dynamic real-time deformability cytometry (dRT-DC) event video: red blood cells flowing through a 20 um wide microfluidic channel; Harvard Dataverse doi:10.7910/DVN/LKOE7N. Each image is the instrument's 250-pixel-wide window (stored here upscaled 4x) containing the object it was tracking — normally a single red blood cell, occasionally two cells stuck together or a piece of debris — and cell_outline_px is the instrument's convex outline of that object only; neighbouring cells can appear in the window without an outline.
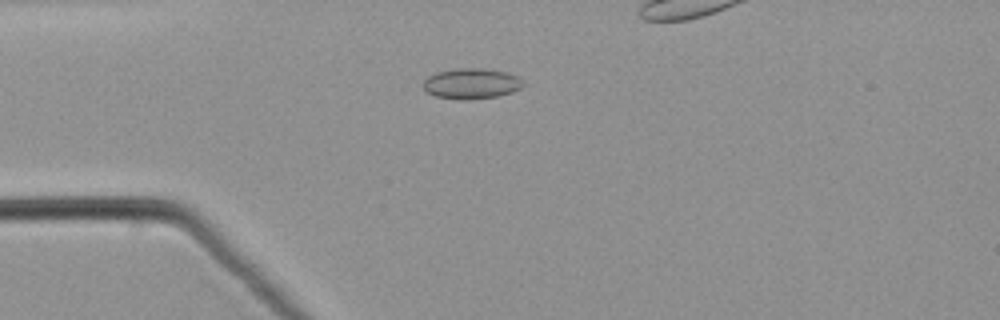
{"species": "common noctule bat (a hibernating species)", "species_latin": "Nyctalus noctula", "temperature_condition": "warm", "stored_images_in_passage": 45, "camera_frame_rate_fps": 3000, "um_per_image_px": 0.085, "animal": {"sex": "male", "body_mass_g": 21.5, "forearm_length_mm": 52.0}, "frame": {"image": 1, "passage_image": 15, "time_ms": 4.667, "image_size_px": [1000, 320], "cell_outline_px": [[524, 84], [520, 88], [512, 92], [496, 96], [436, 96], [424, 92], [424, 80], [428, 76], [436, 72], [456, 68], [484, 68], [504, 72], [516, 76]], "centroid_in_image_um": [40.04, 7.04], "position_along_channel_um": 45.0, "area_um2": 16.76}}
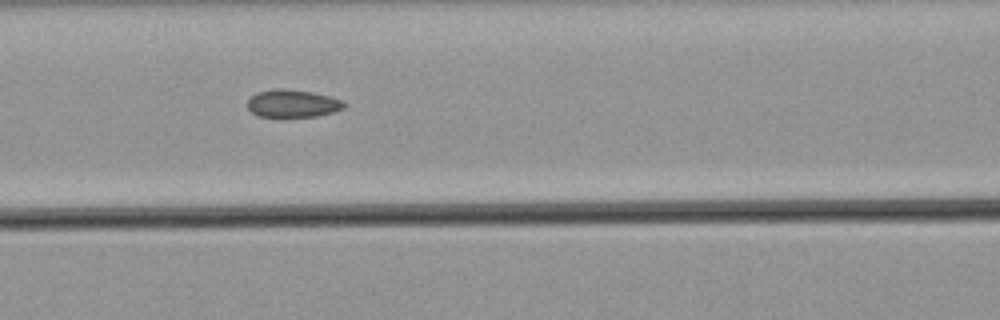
{"frame": {"image": 2, "passage_image": 24, "time_ms": 7.667, "image_size_px": [1000, 320], "cell_outline_px": [[344, 108], [332, 112], [316, 116], [280, 120], [256, 116], [248, 108], [248, 100], [256, 92], [280, 88], [284, 88], [312, 92], [328, 96], [340, 100], [344, 104]], "centroid_in_image_um": [24.79, 8.85], "position_along_channel_um": 141.8, "area_um2": 16.13}}
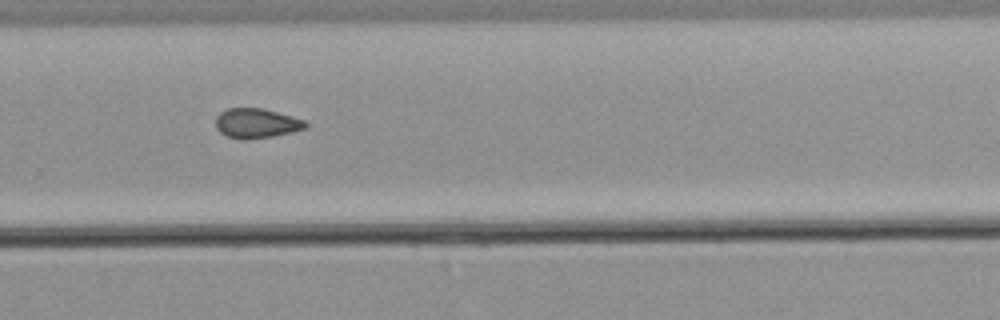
{"frame": {"image": 3, "passage_image": 37, "time_ms": 12.0, "image_size_px": [1000, 320], "cell_outline_px": [[308, 128], [292, 132], [272, 136], [244, 140], [228, 136], [220, 132], [216, 128], [216, 116], [220, 112], [228, 108], [260, 108], [292, 116], [304, 120], [308, 124]], "centroid_in_image_um": [21.8, 10.48], "position_along_channel_um": 308.0, "area_um2": 15.49}}